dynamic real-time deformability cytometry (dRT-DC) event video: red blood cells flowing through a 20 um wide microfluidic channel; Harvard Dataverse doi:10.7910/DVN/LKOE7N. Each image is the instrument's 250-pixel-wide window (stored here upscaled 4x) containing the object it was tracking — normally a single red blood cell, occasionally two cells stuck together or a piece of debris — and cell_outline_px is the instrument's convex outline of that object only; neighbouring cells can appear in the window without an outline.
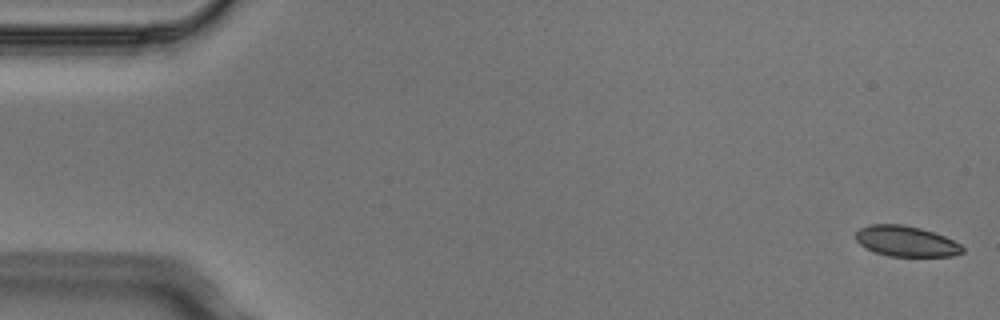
{"species": "Egyptian fruit bat (a non-hibernating species)", "species_latin": "Rousettus aegyptiacus", "temperature_condition": "cold", "stored_images_in_passage": 5, "segment_of_instrument_passage": [2, 2], "camera_frame_rate_fps": 3000, "um_per_image_px": 0.085, "animal": {"sex": "male"}, "frame": {"image": 1, "passage_image": 5, "time_ms": 1.333, "image_size_px": [1000, 320], "cell_outline_px": [[964, 252], [952, 256], [892, 256], [876, 252], [860, 244], [852, 236], [860, 228], [872, 224], [900, 224], [920, 228], [944, 236], [960, 244], [964, 248]], "centroid_in_image_um": [77.0, 20.5], "position_along_channel_um": 8.0, "area_um2": 18.84}}